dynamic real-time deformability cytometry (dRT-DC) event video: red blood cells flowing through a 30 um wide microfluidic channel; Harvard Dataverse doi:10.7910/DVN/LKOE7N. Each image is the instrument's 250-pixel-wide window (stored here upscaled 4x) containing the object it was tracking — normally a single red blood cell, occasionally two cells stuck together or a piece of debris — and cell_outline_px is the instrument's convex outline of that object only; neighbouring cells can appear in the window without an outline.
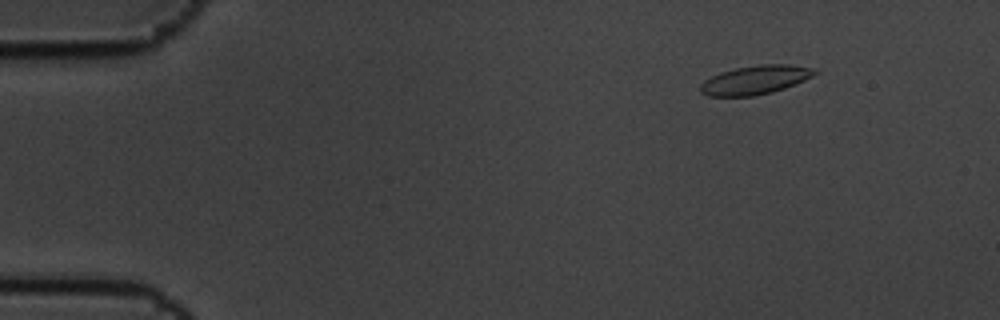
{"species": "common noctule bat (a hibernating species)", "species_latin": "Nyctalus noctula", "temperature_condition": "cold", "stored_images_in_passage": 5, "camera_frame_rate_fps": 3000, "um_per_image_px": 0.085, "animal": {"sex": "male", "body_mass_g": 19.5, "forearm_length_mm": 54.6}, "frame": {"image": 1, "passage_image": 1, "time_ms": 0.0, "image_size_px": [1000, 320], "cell_outline_px": [[820, 72], [804, 80], [784, 88], [772, 92], [752, 96], [708, 96], [700, 92], [700, 84], [704, 80], [720, 72], [736, 68], [760, 64], [788, 64], [816, 68]], "centroid_in_image_um": [64.2, 6.78], "position_along_channel_um": 20.8, "area_um2": 19.25}}
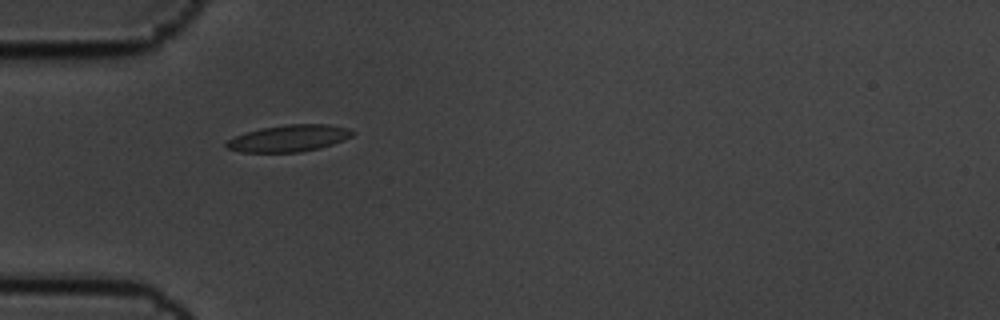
{"frame": {"image": 2, "passage_image": 4, "time_ms": 1.0, "image_size_px": [1000, 320], "cell_outline_px": [[356, 132], [352, 136], [344, 140], [320, 148], [300, 152], [240, 152], [228, 148], [224, 144], [228, 140], [236, 136], [260, 128], [288, 124], [328, 124], [348, 128]], "centroid_in_image_um": [24.59, 11.75], "position_along_channel_um": 60.4, "area_um2": 19.59}}
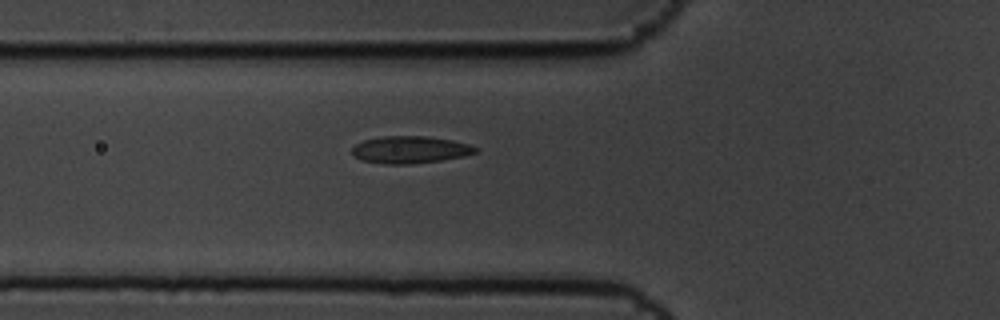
{"frame": {"image": 3, "passage_image": 5, "time_ms": 1.333, "image_size_px": [1000, 320], "cell_outline_px": [[476, 152], [464, 156], [440, 160], [412, 164], [384, 164], [364, 160], [352, 156], [352, 148], [356, 144], [364, 140], [380, 136], [428, 136], [452, 140], [468, 144], [476, 148]], "centroid_in_image_um": [34.82, 12.72], "position_along_channel_um": 91.0, "area_um2": 19.48}}